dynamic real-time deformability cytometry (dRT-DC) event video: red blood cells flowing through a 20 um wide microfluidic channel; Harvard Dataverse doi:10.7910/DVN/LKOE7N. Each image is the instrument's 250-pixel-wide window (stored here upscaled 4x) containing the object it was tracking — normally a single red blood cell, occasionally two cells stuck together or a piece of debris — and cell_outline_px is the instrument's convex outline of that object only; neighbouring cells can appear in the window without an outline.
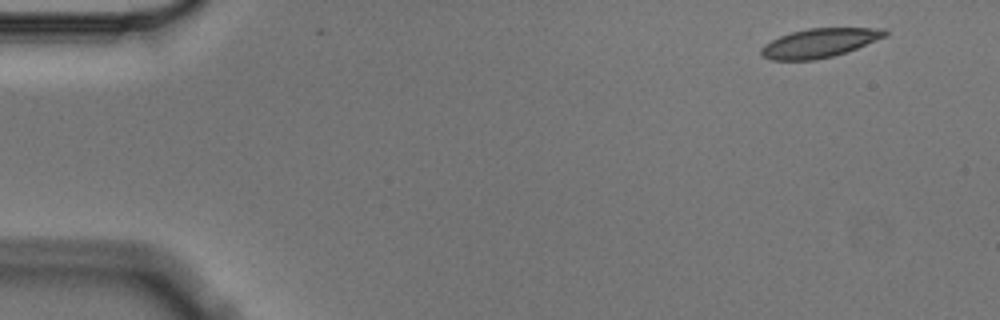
{"species": "Egyptian fruit bat (a non-hibernating species)", "species_latin": "Rousettus aegyptiacus", "temperature_condition": "cold", "stored_images_in_passage": 5, "camera_frame_rate_fps": 3000, "um_per_image_px": 0.085, "animal": {"sex": "male"}, "frame": {"image": 1, "passage_image": 1, "time_ms": 0.0, "image_size_px": [1000, 320], "cell_outline_px": [[888, 36], [848, 52], [816, 60], [772, 60], [764, 56], [760, 52], [760, 48], [764, 44], [780, 36], [792, 32], [808, 28], [884, 28], [888, 32]], "centroid_in_image_um": [69.69, 3.65], "position_along_channel_um": 15.3, "area_um2": 21.04}}